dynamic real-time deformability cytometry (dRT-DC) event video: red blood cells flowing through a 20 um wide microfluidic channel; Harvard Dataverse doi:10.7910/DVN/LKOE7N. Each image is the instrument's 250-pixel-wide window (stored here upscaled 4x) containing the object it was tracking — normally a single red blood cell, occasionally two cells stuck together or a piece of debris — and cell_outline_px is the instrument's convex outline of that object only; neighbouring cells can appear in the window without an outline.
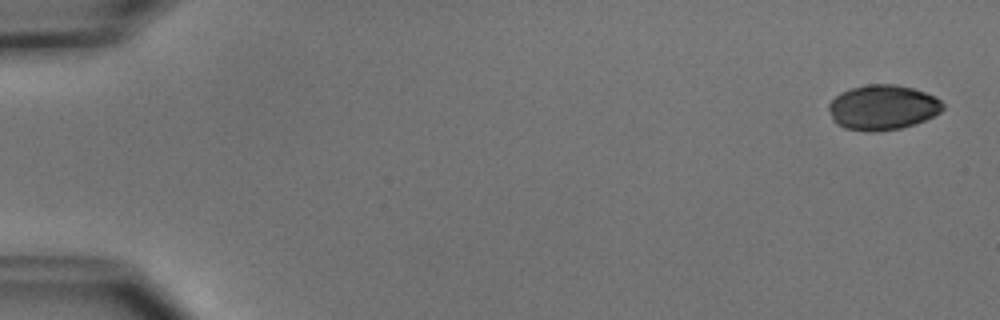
{"species": "common noctule bat (a hibernating species)", "species_latin": "Nyctalus noctula", "temperature_condition": "cold", "stored_images_in_passage": 5, "camera_frame_rate_fps": 3000, "um_per_image_px": 0.085, "animal": {"sex": "male", "body_mass_g": 15.6}, "frame": {"image": 1, "passage_image": 1, "time_ms": 0.0, "image_size_px": [1000, 320], "cell_outline_px": [[944, 108], [940, 112], [924, 120], [900, 128], [876, 132], [868, 132], [844, 128], [836, 124], [832, 120], [828, 108], [828, 104], [840, 92], [852, 88], [868, 84], [896, 84], [912, 88], [936, 96], [944, 104]], "centroid_in_image_um": [75.0, 9.13], "position_along_channel_um": 10.0, "area_um2": 30.0}}
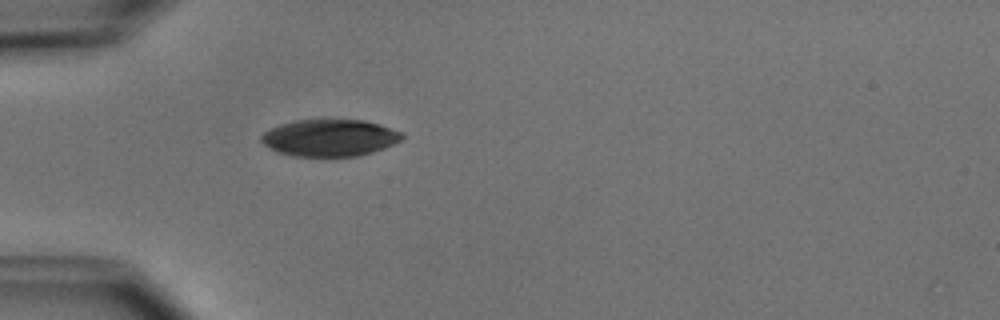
{"frame": {"image": 2, "passage_image": 5, "time_ms": 4.667, "image_size_px": [1000, 320], "cell_outline_px": [[404, 136], [400, 140], [384, 148], [360, 156], [288, 156], [276, 152], [264, 144], [260, 140], [260, 136], [264, 132], [280, 124], [296, 120], [364, 120], [380, 124], [404, 132]], "centroid_in_image_um": [28.02, 11.72], "position_along_channel_um": 57.0, "area_um2": 30.4}}